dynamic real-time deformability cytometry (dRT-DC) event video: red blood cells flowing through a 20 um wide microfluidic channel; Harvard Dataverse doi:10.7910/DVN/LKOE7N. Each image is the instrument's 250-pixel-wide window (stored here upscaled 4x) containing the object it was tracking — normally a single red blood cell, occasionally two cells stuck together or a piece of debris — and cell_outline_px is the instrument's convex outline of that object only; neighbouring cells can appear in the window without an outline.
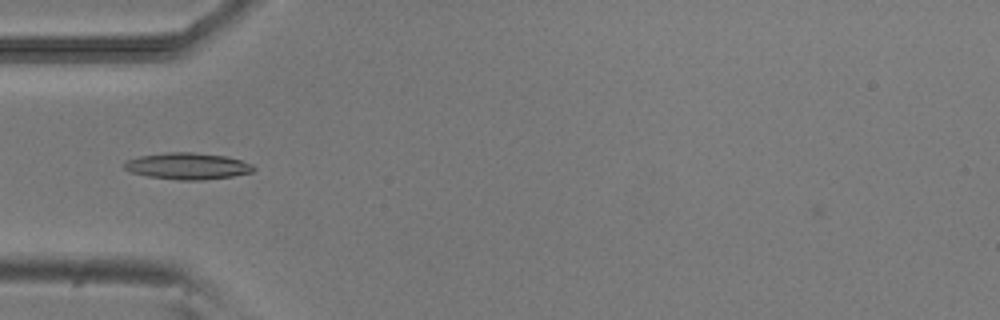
{"species": "common noctule bat (a hibernating species)", "species_latin": "Nyctalus noctula", "temperature_condition": "room temperature", "stored_images_in_passage": 32, "camera_frame_rate_fps": 3000, "um_per_image_px": 0.085, "animal": {"sex": "male", "body_mass_g": 20.5, "forearm_length_mm": 52.5}, "frame": {"image": 1, "passage_image": 6, "time_ms": 1.667, "image_size_px": [1000, 320], "cell_outline_px": [[256, 168], [252, 172], [232, 176], [204, 180], [180, 180], [148, 176], [132, 172], [124, 168], [124, 164], [128, 160], [140, 156], [168, 152], [192, 152], [224, 156], [240, 160], [252, 164]], "centroid_in_image_um": [15.97, 14.12], "position_along_channel_um": 69.0, "area_um2": 19.77}}
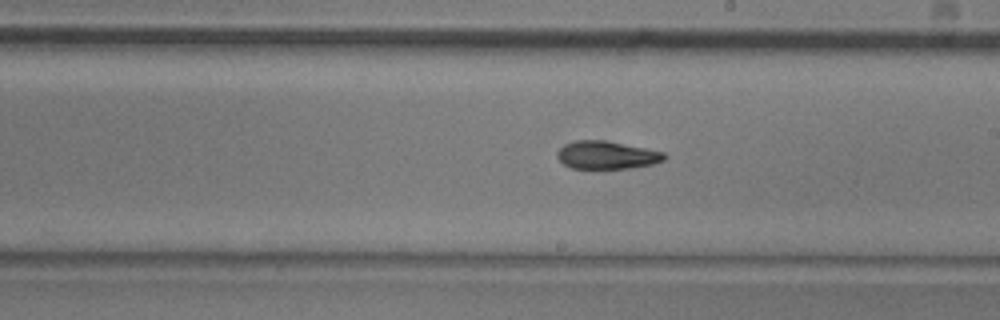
{"frame": {"image": 2, "passage_image": 19, "time_ms": 6.0, "image_size_px": [1000, 320], "cell_outline_px": [[668, 156], [664, 160], [652, 164], [628, 168], [572, 168], [564, 164], [556, 156], [556, 152], [564, 144], [576, 140], [604, 140], [664, 152]], "centroid_in_image_um": [51.55, 13.17], "position_along_channel_um": 237.4, "area_um2": 17.28}}
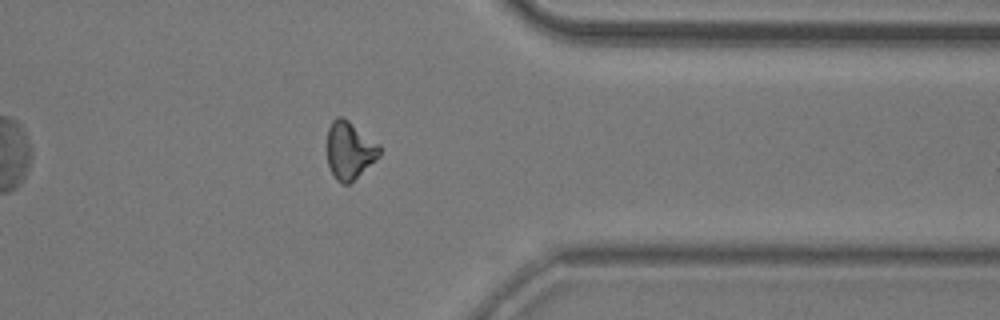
{"frame": {"image": 3, "passage_image": 31, "time_ms": 10.0, "image_size_px": [1000, 320], "cell_outline_px": [[380, 156], [376, 160], [348, 184], [340, 184], [336, 180], [328, 164], [328, 128], [332, 120], [336, 116], [344, 116], [380, 144]], "centroid_in_image_um": [29.72, 12.75], "position_along_channel_um": 381.7, "area_um2": 17.69}, "authors_computed_cell_mechanics": {"area_um2": 17.6579, "velocity_mm_per_s": 3.8513, "shape_relaxation_time_tau1_ms": null, "shape_relaxation_time_tau2_ms": 2.0836, "deformation_change_tau1": null, "deformation_change_tau2": 0.0866}}